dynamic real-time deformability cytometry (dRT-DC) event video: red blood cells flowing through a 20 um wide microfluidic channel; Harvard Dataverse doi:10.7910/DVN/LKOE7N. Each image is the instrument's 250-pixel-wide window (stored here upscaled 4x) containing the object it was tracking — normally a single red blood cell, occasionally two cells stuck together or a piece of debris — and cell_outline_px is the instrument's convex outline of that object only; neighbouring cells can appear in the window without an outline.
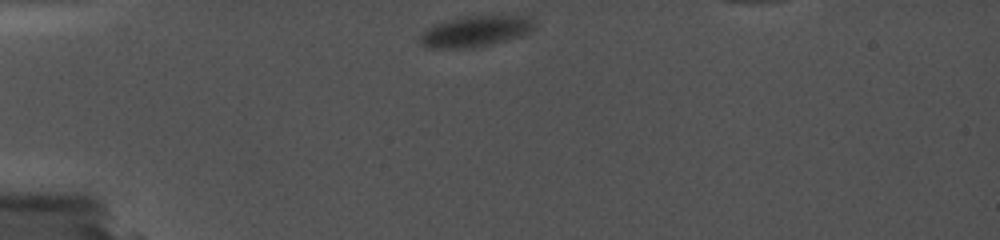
{"species": "common noctule bat (a hibernating species)", "species_latin": "Nyctalus noctula", "temperature_condition": "cold", "stored_images_in_passage": 11, "camera_frame_rate_fps": 5000, "um_per_image_px": 0.085, "animal": {"sex": "female", "body_mass_g": 19.0, "forearm_length_mm": 56.7}, "frame": {"image": 1, "passage_image": 1, "time_ms": 0.0, "image_size_px": [1000, 240], "cell_outline_px": [[536, 28], [520, 36], [492, 44], [472, 48], [428, 48], [420, 44], [420, 36], [432, 24], [460, 16], [528, 16], [536, 24]], "centroid_in_image_um": [40.39, 2.66], "position_along_channel_um": 44.6, "area_um2": 20.69}}